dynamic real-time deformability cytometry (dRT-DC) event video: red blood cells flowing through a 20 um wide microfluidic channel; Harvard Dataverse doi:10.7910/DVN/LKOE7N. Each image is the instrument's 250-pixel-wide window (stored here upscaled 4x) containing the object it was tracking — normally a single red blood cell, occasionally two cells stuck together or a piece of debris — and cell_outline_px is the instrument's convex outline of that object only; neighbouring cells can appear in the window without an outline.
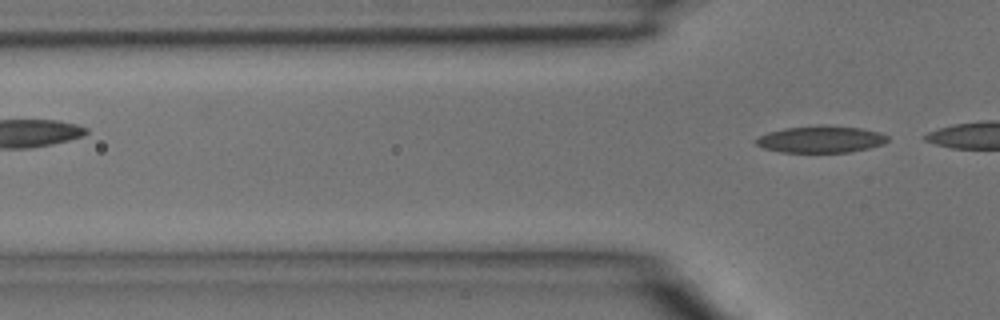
{"species": "common noctule bat (a hibernating species)", "species_latin": "Nyctalus noctula", "temperature_condition": "room temperature", "stored_images_in_passage": 2, "camera_frame_rate_fps": 3000, "um_per_image_px": 0.085, "animal": {"sex": "male", "body_mass_g": 15.6}, "frame": {"image": 1, "passage_image": 2, "time_ms": 0.333, "image_size_px": [1000, 320], "cell_outline_px": [[888, 140], [884, 144], [852, 152], [780, 152], [764, 148], [756, 144], [752, 140], [768, 132], [784, 128], [820, 124], [824, 124], [860, 128], [880, 132], [888, 136]], "centroid_in_image_um": [69.76, 11.83], "position_along_channel_um": 56.0, "area_um2": 20.87}}